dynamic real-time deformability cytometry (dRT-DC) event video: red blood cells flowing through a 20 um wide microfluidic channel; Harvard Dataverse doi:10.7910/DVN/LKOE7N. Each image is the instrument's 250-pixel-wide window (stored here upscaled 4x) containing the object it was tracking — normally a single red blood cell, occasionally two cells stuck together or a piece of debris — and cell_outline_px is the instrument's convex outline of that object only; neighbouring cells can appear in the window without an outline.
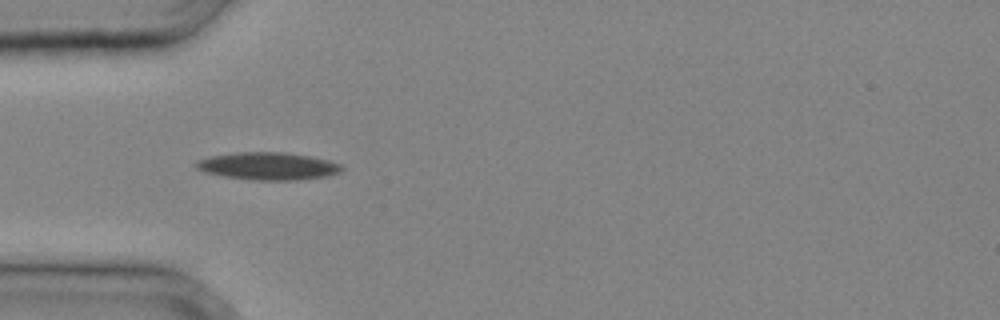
{"species": "common noctule bat (a hibernating species)", "species_latin": "Nyctalus noctula", "temperature_condition": "cold", "stored_images_in_passage": 24, "camera_frame_rate_fps": 3000, "um_per_image_px": 0.085, "animal": {"sex": "male", "body_mass_g": 20.4}, "frame": {"image": 1, "passage_image": 1, "time_ms": 0.0, "image_size_px": [1000, 320], "cell_outline_px": [[344, 168], [340, 172], [328, 176], [296, 180], [252, 180], [224, 176], [204, 172], [196, 168], [196, 160], [212, 156], [236, 152], [284, 152], [308, 156], [328, 160], [340, 164]], "centroid_in_image_um": [22.78, 14.12], "position_along_channel_um": 62.2, "area_um2": 23.29}}
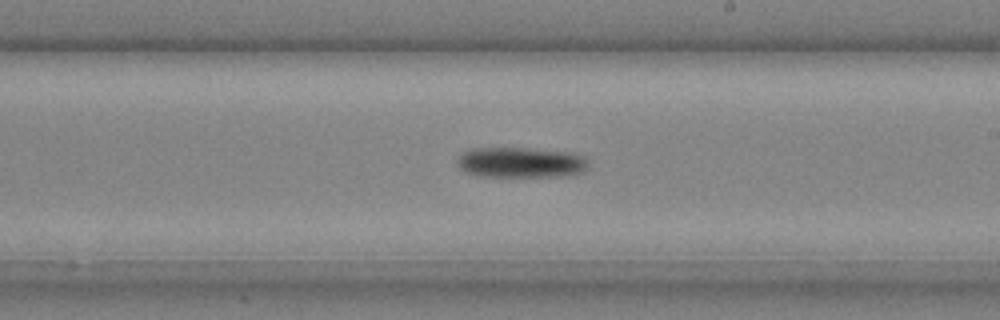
{"frame": {"image": 2, "passage_image": 11, "time_ms": 3.333, "image_size_px": [1000, 320], "cell_outline_px": [[588, 168], [584, 172], [564, 176], [480, 176], [464, 172], [456, 164], [456, 160], [464, 152], [472, 148], [528, 148], [572, 152], [584, 156], [588, 160]], "centroid_in_image_um": [44.29, 13.8], "position_along_channel_um": 244.7, "area_um2": 23.52}}
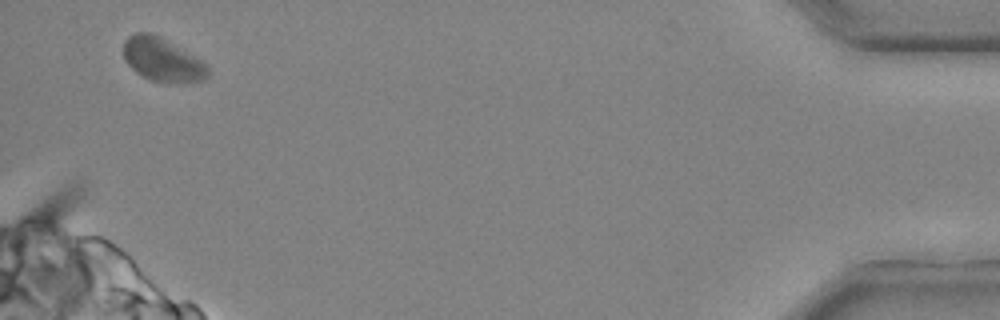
{"frame": {"image": 3, "passage_image": 24, "time_ms": 7.667, "image_size_px": [1000, 320], "cell_outline_px": [[208, 76], [204, 80], [168, 84], [152, 80], [136, 72], [124, 60], [124, 40], [128, 36], [136, 32], [152, 32], [168, 40], [208, 64]], "centroid_in_image_um": [13.81, 5.07], "position_along_channel_um": 421.4, "area_um2": 21.62}}